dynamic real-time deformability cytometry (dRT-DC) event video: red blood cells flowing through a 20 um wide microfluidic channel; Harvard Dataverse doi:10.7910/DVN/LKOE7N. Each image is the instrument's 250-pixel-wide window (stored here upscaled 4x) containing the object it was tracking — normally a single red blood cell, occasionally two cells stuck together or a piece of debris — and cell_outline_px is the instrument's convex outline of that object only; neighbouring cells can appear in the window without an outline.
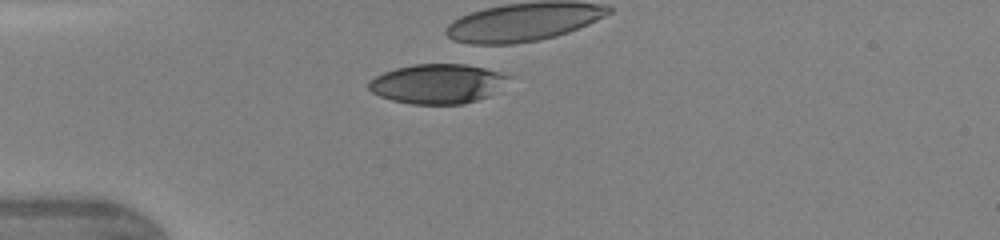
{"species": "human", "species_latin": "Homo sapiens", "temperature_condition": "warm", "stored_images_in_passage": 25, "camera_frame_rate_fps": 3000, "um_per_image_px": 0.085, "donor": {"sex": "female"}, "frame": {"image": 1, "passage_image": 1, "time_ms": 0.0, "image_size_px": [1000, 240], "cell_outline_px": [[512, 76], [488, 96], [464, 104], [412, 104], [392, 100], [380, 96], [372, 92], [368, 88], [368, 80], [384, 72], [396, 68], [412, 64], [464, 64], [484, 68], [500, 72]], "centroid_in_image_um": [37.15, 7.12], "position_along_channel_um": 47.9, "area_um2": 32.02}}